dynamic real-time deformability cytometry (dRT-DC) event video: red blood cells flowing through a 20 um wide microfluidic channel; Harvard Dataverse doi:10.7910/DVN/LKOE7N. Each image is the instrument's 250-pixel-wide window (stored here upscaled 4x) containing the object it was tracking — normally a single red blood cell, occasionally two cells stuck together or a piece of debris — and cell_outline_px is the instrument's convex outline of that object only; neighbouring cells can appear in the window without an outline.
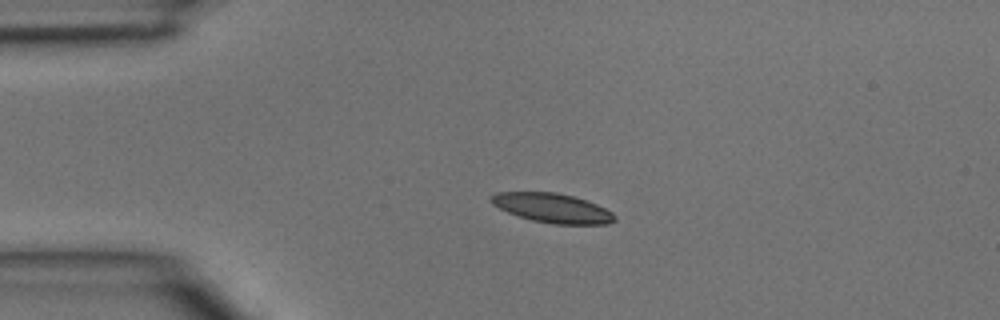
{"species": "common noctule bat (a hibernating species)", "species_latin": "Nyctalus noctula", "temperature_condition": "room temperature", "stored_images_in_passage": 4, "camera_frame_rate_fps": 3000, "um_per_image_px": 0.085, "animal": {"sex": "male", "body_mass_g": 15.6}, "frame": {"image": 1, "passage_image": 2, "time_ms": 0.333, "image_size_px": [1000, 320], "cell_outline_px": [[616, 220], [608, 224], [556, 224], [532, 220], [508, 212], [492, 204], [488, 200], [488, 196], [496, 192], [556, 192], [572, 196], [596, 204], [612, 212], [616, 216]], "centroid_in_image_um": [46.92, 17.67], "position_along_channel_um": 38.1, "area_um2": 21.04}}
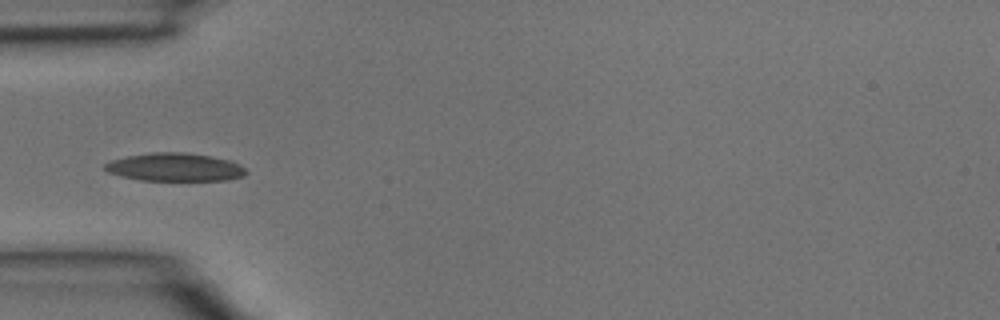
{"frame": {"image": 2, "passage_image": 3, "time_ms": 0.667, "image_size_px": [1000, 320], "cell_outline_px": [[248, 172], [244, 176], [228, 180], [140, 180], [120, 176], [108, 172], [104, 168], [104, 164], [112, 160], [128, 156], [152, 152], [184, 152], [232, 160], [240, 164]], "centroid_in_image_um": [14.89, 14.21], "position_along_channel_um": 70.1, "area_um2": 23.12}}